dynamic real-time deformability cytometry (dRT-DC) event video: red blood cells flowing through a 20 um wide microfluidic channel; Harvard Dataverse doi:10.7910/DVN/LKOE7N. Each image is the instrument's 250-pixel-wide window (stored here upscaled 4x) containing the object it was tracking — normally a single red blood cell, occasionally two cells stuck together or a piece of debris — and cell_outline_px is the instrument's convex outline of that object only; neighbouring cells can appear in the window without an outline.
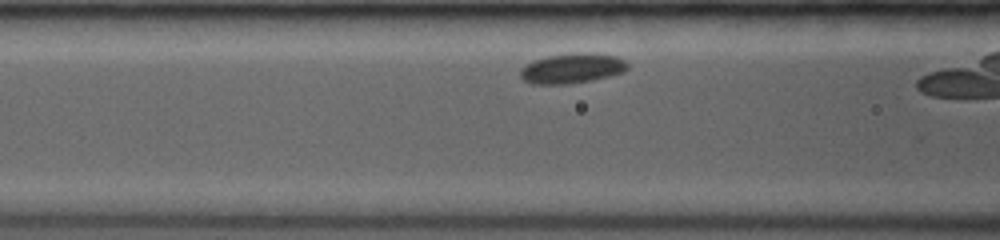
{"species": "common noctule bat (a hibernating species)", "species_latin": "Nyctalus noctula", "temperature_condition": "room temperature", "stored_images_in_passage": 13, "camera_frame_rate_fps": 3500, "um_per_image_px": 0.085, "animal": {"sex": "female", "body_mass_g": 19.0, "forearm_length_mm": 53.3}, "frame": {"image": 1, "passage_image": 8, "time_ms": 1.714, "image_size_px": [1000, 240], "cell_outline_px": [[628, 68], [624, 72], [592, 80], [568, 84], [532, 84], [524, 80], [520, 76], [520, 68], [532, 60], [548, 56], [572, 52], [596, 52], [616, 56], [624, 60], [628, 64]], "centroid_in_image_um": [48.62, 5.79], "position_along_channel_um": 118.0, "area_um2": 19.07}}